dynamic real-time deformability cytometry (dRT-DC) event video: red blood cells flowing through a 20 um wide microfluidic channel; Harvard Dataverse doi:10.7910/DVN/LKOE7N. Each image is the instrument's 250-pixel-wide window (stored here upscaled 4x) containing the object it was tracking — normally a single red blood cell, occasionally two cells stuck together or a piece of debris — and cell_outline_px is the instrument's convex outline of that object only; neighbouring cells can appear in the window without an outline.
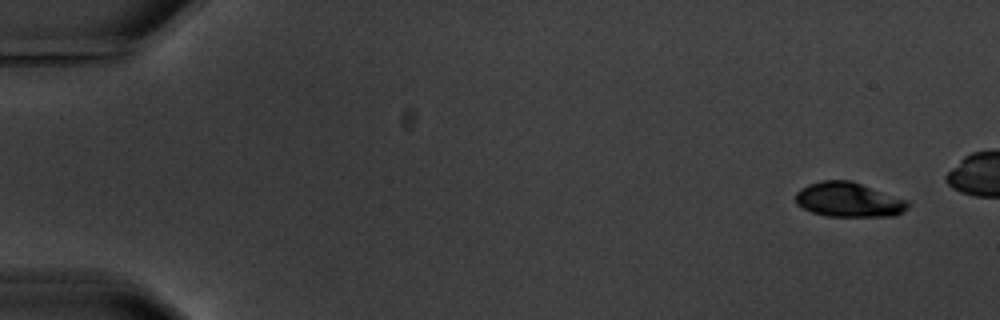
{"species": "common noctule bat (a hibernating species)", "species_latin": "Nyctalus noctula", "temperature_condition": "warm", "stored_images_in_passage": 6, "camera_frame_rate_fps": 3000, "um_per_image_px": 0.085, "animal": {"sex": "male", "body_mass_g": 20.1, "forearm_length_mm": 53.5}, "frame": {"image": 1, "passage_image": 1, "time_ms": 0.0, "image_size_px": [1000, 320], "cell_outline_px": [[908, 208], [896, 216], [828, 216], [812, 212], [796, 204], [796, 192], [800, 188], [808, 184], [820, 180], [852, 180], [908, 200]], "centroid_in_image_um": [72.14, 16.96], "position_along_channel_um": 12.9, "area_um2": 22.77}}